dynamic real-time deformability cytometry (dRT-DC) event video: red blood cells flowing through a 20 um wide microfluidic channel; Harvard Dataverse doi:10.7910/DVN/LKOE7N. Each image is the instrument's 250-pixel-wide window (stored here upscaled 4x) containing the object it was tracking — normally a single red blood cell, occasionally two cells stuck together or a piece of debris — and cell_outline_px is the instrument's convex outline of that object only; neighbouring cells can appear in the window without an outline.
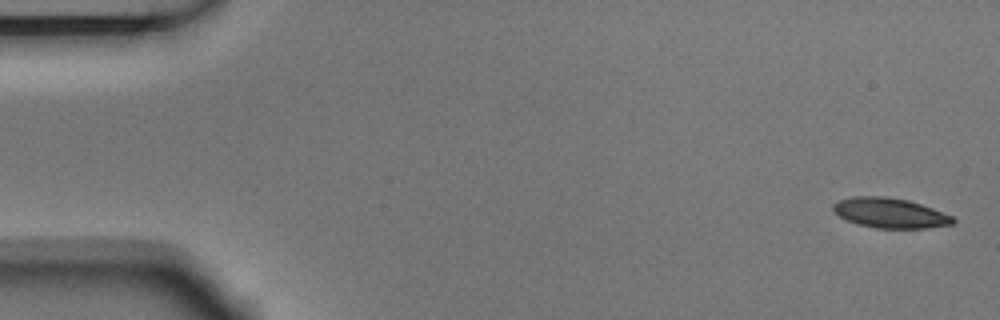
{"species": "Egyptian fruit bat (a non-hibernating species)", "species_latin": "Rousettus aegyptiacus", "temperature_condition": "room temperature", "stored_images_in_passage": 5, "camera_frame_rate_fps": 3000, "um_per_image_px": 0.085, "animal": {"sex": "male"}, "frame": {"image": 1, "passage_image": 1, "time_ms": 0.0, "image_size_px": [1000, 320], "cell_outline_px": [[956, 220], [952, 224], [928, 228], [876, 228], [856, 224], [840, 216], [832, 208], [832, 204], [840, 200], [852, 196], [888, 196], [908, 200], [932, 208], [952, 216]], "centroid_in_image_um": [75.65, 18.1], "position_along_channel_um": 9.4, "area_um2": 20.87}}
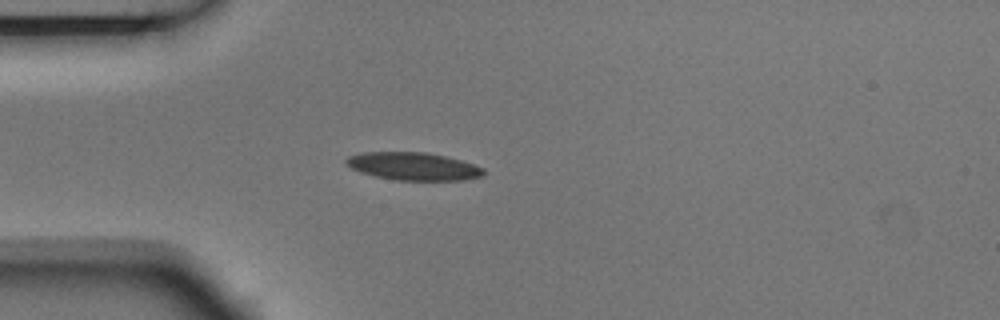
{"frame": {"image": 2, "passage_image": 5, "time_ms": 1.333, "image_size_px": [1000, 320], "cell_outline_px": [[484, 172], [480, 176], [464, 180], [396, 180], [376, 176], [360, 172], [352, 168], [344, 160], [348, 156], [360, 152], [428, 152], [460, 160], [484, 168]], "centroid_in_image_um": [35.1, 14.13], "position_along_channel_um": 49.9, "area_um2": 22.08}}